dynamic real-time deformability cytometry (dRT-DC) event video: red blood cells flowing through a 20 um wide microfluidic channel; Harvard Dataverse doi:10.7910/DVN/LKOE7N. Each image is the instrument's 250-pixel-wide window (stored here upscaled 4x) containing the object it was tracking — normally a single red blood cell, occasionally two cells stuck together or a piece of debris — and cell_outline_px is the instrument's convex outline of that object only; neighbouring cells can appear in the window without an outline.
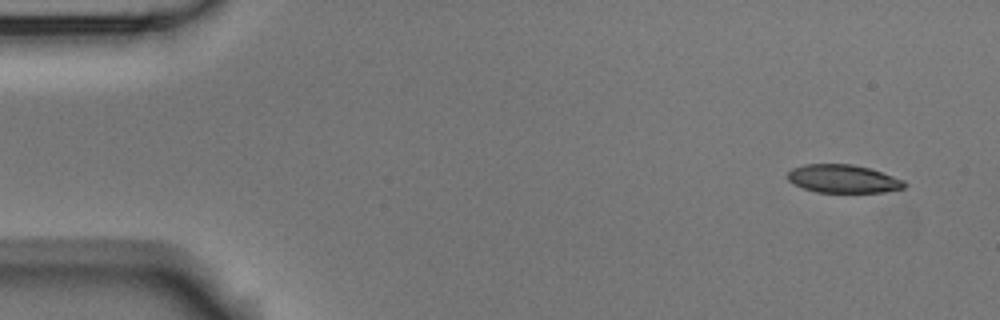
{"species": "Egyptian fruit bat (a non-hibernating species)", "species_latin": "Rousettus aegyptiacus", "temperature_condition": "room temperature", "stored_images_in_passage": 6, "camera_frame_rate_fps": 3000, "um_per_image_px": 0.085, "animal": {"sex": "male"}, "frame": {"image": 1, "passage_image": 1, "time_ms": 0.0, "image_size_px": [1000, 320], "cell_outline_px": [[908, 184], [904, 188], [884, 192], [816, 192], [804, 188], [788, 180], [788, 172], [792, 168], [804, 164], [852, 164], [868, 168], [904, 180]], "centroid_in_image_um": [71.67, 15.2], "position_along_channel_um": 13.3, "area_um2": 19.02}}
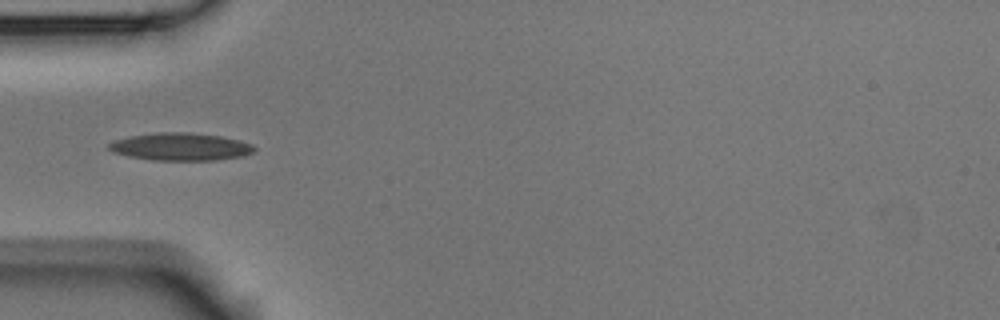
{"frame": {"image": 2, "passage_image": 5, "time_ms": 4.667, "image_size_px": [1000, 320], "cell_outline_px": [[256, 148], [252, 152], [244, 156], [216, 160], [152, 160], [128, 156], [112, 152], [108, 148], [108, 144], [116, 140], [132, 136], [160, 132], [184, 132], [220, 136], [252, 144]], "centroid_in_image_um": [15.34, 12.48], "position_along_channel_um": 69.7, "area_um2": 23.12}}
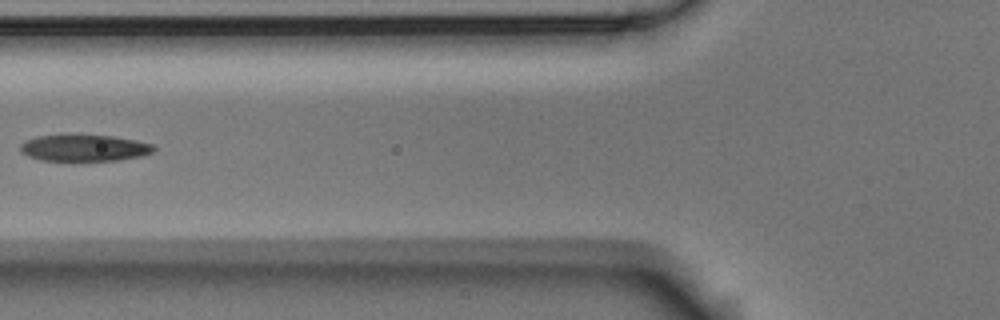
{"frame": {"image": 3, "passage_image": 6, "time_ms": 6.0, "image_size_px": [1000, 320], "cell_outline_px": [[156, 148], [152, 152], [144, 156], [120, 160], [44, 160], [28, 156], [20, 152], [20, 144], [36, 136], [112, 136], [136, 140], [152, 144]], "centroid_in_image_um": [7.21, 12.59], "position_along_channel_um": 118.6, "area_um2": 20.23}}